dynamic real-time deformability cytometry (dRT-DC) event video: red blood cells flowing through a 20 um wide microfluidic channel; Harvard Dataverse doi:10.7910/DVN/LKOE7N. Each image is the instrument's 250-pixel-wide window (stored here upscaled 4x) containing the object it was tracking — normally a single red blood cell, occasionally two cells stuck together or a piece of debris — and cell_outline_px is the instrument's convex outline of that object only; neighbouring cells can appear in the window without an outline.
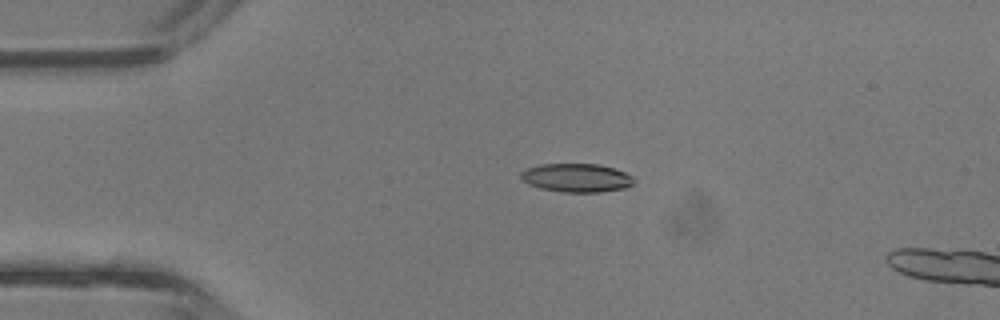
{"species": "common noctule bat (a hibernating species)", "species_latin": "Nyctalus noctula", "temperature_condition": "room temperature", "stored_images_in_passage": 13, "camera_frame_rate_fps": 3000, "um_per_image_px": 0.085, "animal": {"sex": "male", "body_mass_g": 13.3}, "frame": {"image": 1, "passage_image": 10, "time_ms": 3.0, "image_size_px": [1000, 320], "cell_outline_px": [[636, 180], [632, 184], [624, 188], [600, 192], [564, 192], [540, 188], [528, 184], [520, 176], [520, 172], [528, 168], [540, 164], [600, 164], [624, 172], [632, 176]], "centroid_in_image_um": [49.01, 15.11], "position_along_channel_um": 36.0, "area_um2": 18.73}}